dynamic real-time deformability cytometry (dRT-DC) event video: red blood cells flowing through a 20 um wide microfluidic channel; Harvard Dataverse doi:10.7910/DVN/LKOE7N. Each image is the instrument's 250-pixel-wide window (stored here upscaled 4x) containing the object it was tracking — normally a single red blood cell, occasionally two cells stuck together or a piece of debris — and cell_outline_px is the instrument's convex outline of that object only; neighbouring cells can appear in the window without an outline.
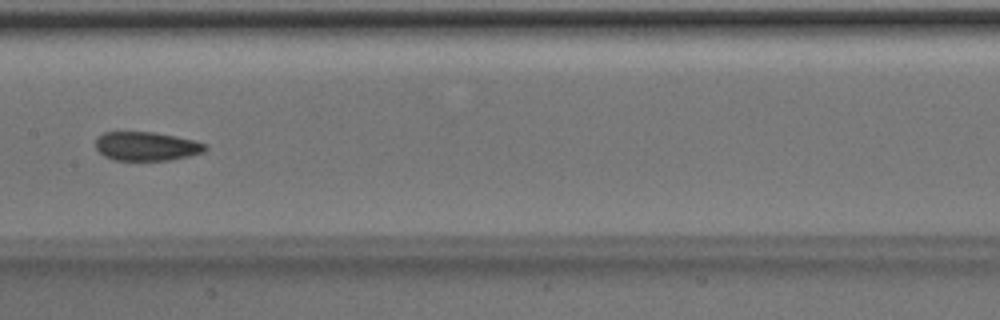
{"species": "Egyptian fruit bat (a non-hibernating species)", "species_latin": "Rousettus aegyptiacus", "temperature_condition": "room temperature", "stored_images_in_passage": 34, "camera_frame_rate_fps": 3000, "um_per_image_px": 0.085, "animal": {"sex": "male"}, "frame": {"image": 1, "passage_image": 14, "time_ms": 4.333, "image_size_px": [1000, 320], "cell_outline_px": [[208, 148], [204, 152], [188, 156], [168, 160], [112, 160], [104, 156], [96, 148], [96, 136], [104, 132], [152, 132], [176, 136], [208, 144]], "centroid_in_image_um": [12.44, 12.43], "position_along_channel_um": 195.0, "area_um2": 18.5}}
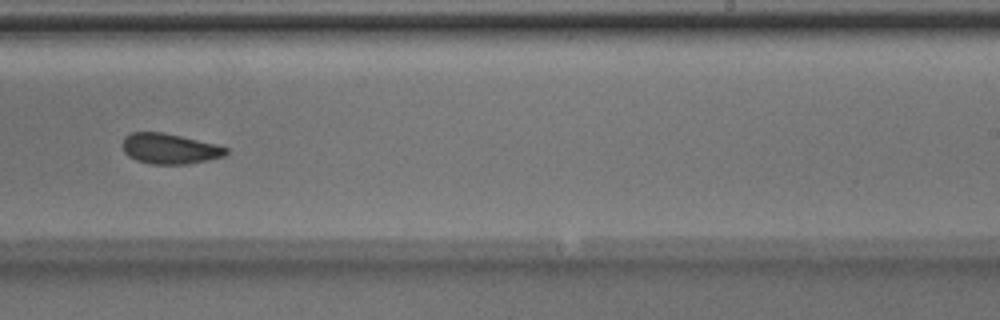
{"frame": {"image": 2, "passage_image": 20, "time_ms": 6.333, "image_size_px": [1000, 320], "cell_outline_px": [[228, 152], [224, 156], [208, 160], [188, 164], [152, 164], [136, 160], [128, 156], [124, 152], [120, 144], [124, 136], [132, 132], [164, 132], [216, 144], [228, 148]], "centroid_in_image_um": [14.38, 12.63], "position_along_channel_um": 274.6, "area_um2": 18.55}}
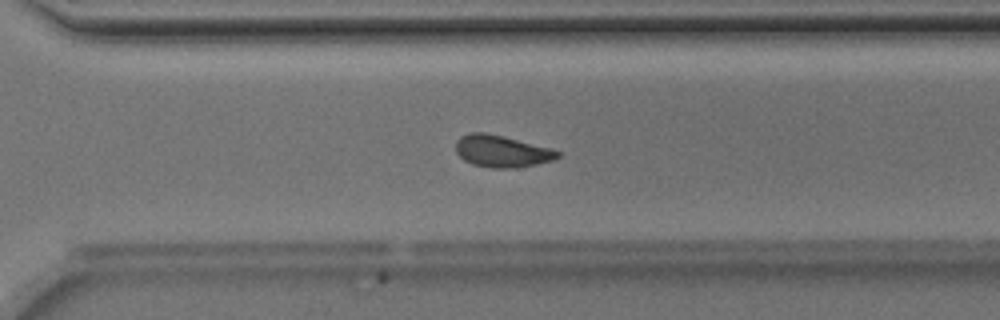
{"frame": {"image": 3, "passage_image": 24, "time_ms": 7.667, "image_size_px": [1000, 320], "cell_outline_px": [[560, 156], [552, 160], [536, 164], [512, 168], [492, 168], [472, 164], [464, 160], [456, 152], [456, 140], [460, 136], [472, 132], [484, 132], [504, 136], [552, 148], [560, 152]], "centroid_in_image_um": [42.64, 12.84], "position_along_channel_um": 328.0, "area_um2": 18.96}, "authors_computed_cell_mechanics": {"area_um2": 18.9584, "velocity_mm_per_s": 3.9948, "shape_relaxation_time_tau1_ms": 6.3349, "shape_relaxation_time_tau2_ms": 1.525, "deformation_change_tau1": 0.123, "deformation_change_tau2": 0.0719}}